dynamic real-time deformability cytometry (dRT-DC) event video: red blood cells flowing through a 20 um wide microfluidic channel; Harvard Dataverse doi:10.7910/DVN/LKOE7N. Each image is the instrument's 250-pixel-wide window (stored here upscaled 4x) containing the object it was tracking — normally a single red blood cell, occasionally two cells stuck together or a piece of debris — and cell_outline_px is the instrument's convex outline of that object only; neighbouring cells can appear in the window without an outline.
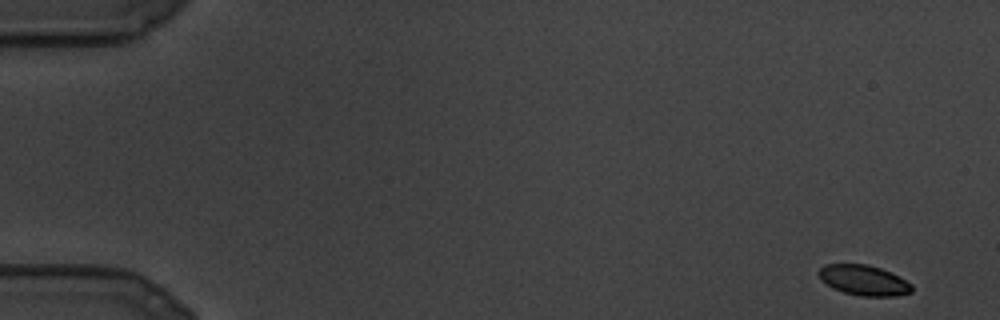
{"species": "common noctule bat (a hibernating species)", "species_latin": "Nyctalus noctula", "temperature_condition": "cold", "stored_images_in_passage": 104, "camera_frame_rate_fps": 3000, "um_per_image_px": 0.085, "animal": {"sex": "male", "body_mass_g": 19.5, "forearm_length_mm": 54.6}, "frame": {"image": 1, "passage_image": 1, "time_ms": 0.0, "image_size_px": [1000, 320], "cell_outline_px": [[912, 292], [896, 296], [860, 296], [844, 292], [832, 288], [820, 280], [820, 268], [824, 264], [868, 264], [880, 268], [912, 284]], "centroid_in_image_um": [73.4, 23.83], "position_along_channel_um": 11.6, "area_um2": 16.24}}
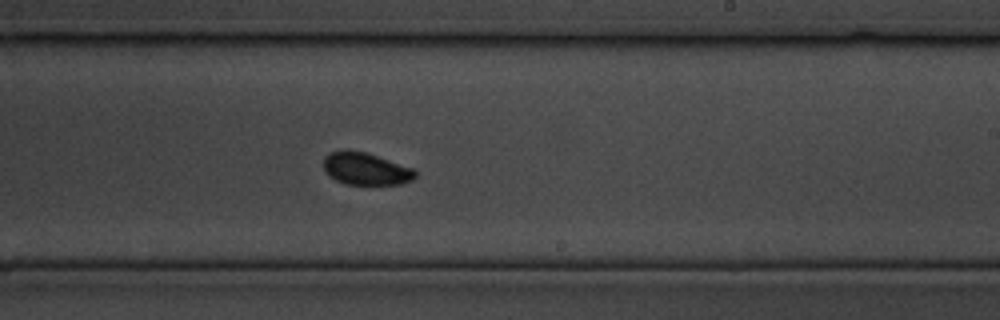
{"frame": {"image": 2, "passage_image": 62, "time_ms": 20.333, "image_size_px": [1000, 320], "cell_outline_px": [[416, 176], [412, 180], [400, 184], [348, 184], [336, 180], [328, 176], [324, 168], [324, 156], [328, 152], [340, 148], [348, 148], [368, 152], [416, 168]], "centroid_in_image_um": [31.08, 14.29], "position_along_channel_um": 257.9, "area_um2": 17.92}}
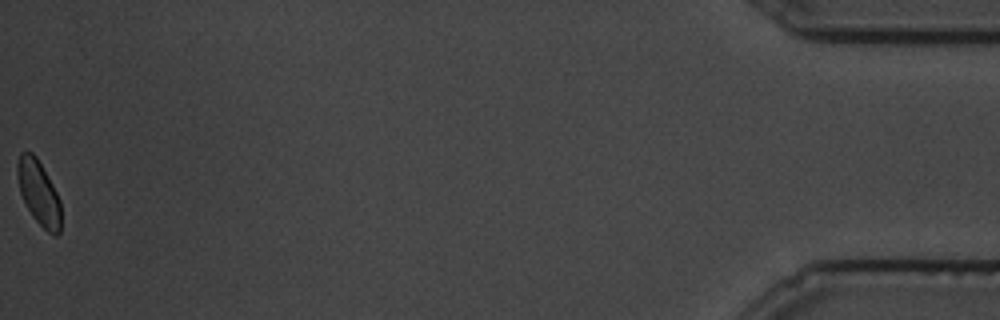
{"frame": {"image": 3, "passage_image": 104, "time_ms": 34.333, "image_size_px": [1000, 320], "cell_outline_px": [[60, 232], [56, 236], [52, 236], [32, 216], [20, 192], [16, 172], [16, 164], [20, 152], [32, 152], [36, 156], [52, 184], [60, 200]], "centroid_in_image_um": [3.28, 16.37], "position_along_channel_um": 431.9, "area_um2": 16.24}}